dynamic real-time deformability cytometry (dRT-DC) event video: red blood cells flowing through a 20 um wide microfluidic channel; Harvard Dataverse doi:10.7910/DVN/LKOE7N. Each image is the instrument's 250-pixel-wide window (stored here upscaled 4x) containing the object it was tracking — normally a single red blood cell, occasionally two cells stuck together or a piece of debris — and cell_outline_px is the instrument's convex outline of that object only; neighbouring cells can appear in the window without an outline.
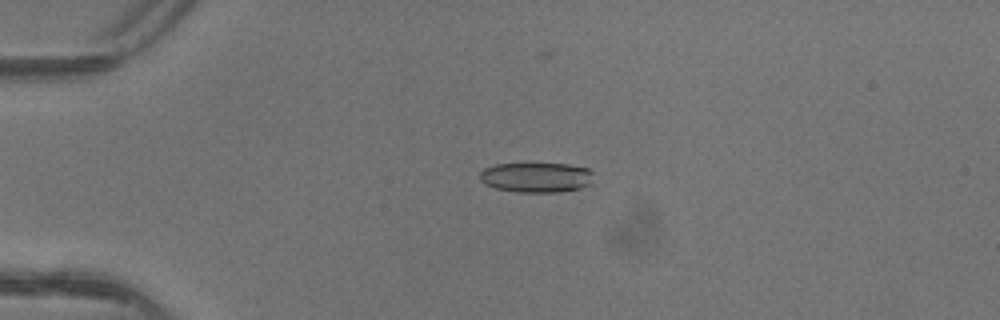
{"species": "common noctule bat (a hibernating species)", "species_latin": "Nyctalus noctula", "temperature_condition": "warm", "stored_images_in_passage": 4, "camera_frame_rate_fps": 3000, "um_per_image_px": 0.085, "animal": {"sex": "female"}, "frame": {"image": 1, "passage_image": 3, "time_ms": 0.667, "image_size_px": [1000, 320], "cell_outline_px": [[592, 172], [588, 184], [580, 188], [560, 192], [516, 192], [496, 188], [484, 184], [480, 180], [480, 172], [484, 168], [496, 164], [568, 164], [588, 168]], "centroid_in_image_um": [45.54, 15.08], "position_along_channel_um": 39.5, "area_um2": 19.71}}